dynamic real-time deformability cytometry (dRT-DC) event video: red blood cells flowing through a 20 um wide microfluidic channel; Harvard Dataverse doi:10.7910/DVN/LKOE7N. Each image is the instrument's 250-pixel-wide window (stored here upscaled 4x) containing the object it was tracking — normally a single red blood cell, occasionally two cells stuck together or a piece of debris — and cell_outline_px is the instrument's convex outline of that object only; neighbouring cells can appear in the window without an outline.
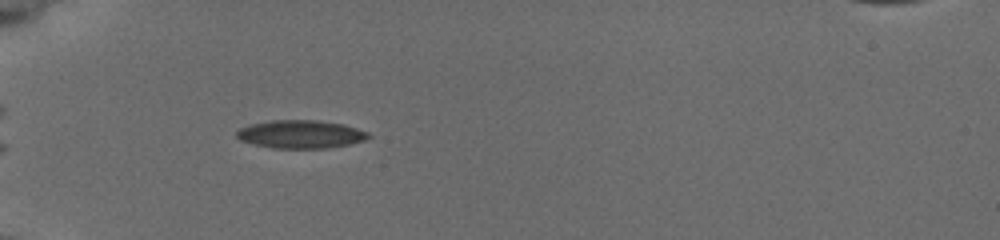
{"species": "common noctule bat (a hibernating species)", "species_latin": "Nyctalus noctula", "temperature_condition": "cold", "stored_images_in_passage": 36, "camera_frame_rate_fps": 3000, "um_per_image_px": 0.085, "animal": {"sex": "female", "body_mass_g": 19.5, "forearm_length_mm": 54.1}, "frame": {"image": 1, "passage_image": 1, "time_ms": 0.0, "image_size_px": [1000, 240], "cell_outline_px": [[372, 136], [364, 140], [348, 144], [328, 148], [272, 148], [240, 140], [236, 136], [236, 132], [240, 128], [252, 124], [272, 120], [316, 120], [344, 124], [368, 132]], "centroid_in_image_um": [25.57, 11.41], "position_along_channel_um": 59.4, "area_um2": 21.44}}
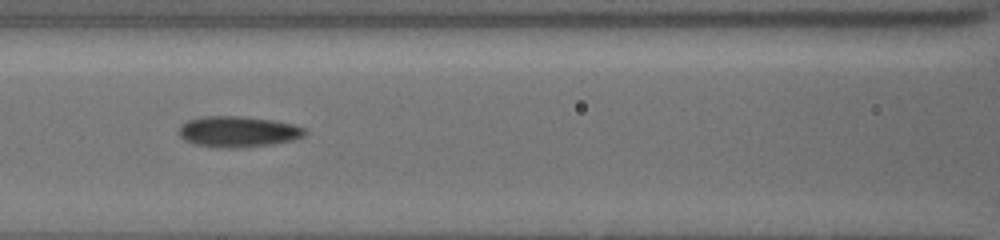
{"frame": {"image": 2, "passage_image": 9, "time_ms": 2.667, "image_size_px": [1000, 240], "cell_outline_px": [[308, 132], [304, 136], [292, 140], [272, 144], [244, 148], [216, 148], [196, 144], [184, 140], [180, 136], [180, 128], [188, 120], [208, 116], [240, 116], [272, 120], [292, 124], [304, 128]], "centroid_in_image_um": [20.26, 11.21], "position_along_channel_um": 146.3, "area_um2": 22.6}}
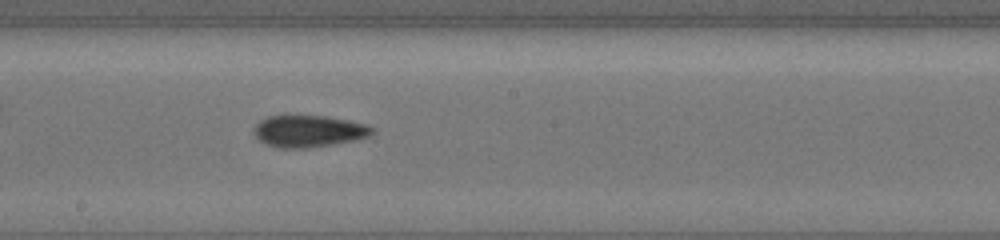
{"frame": {"image": 3, "passage_image": 15, "time_ms": 4.667, "image_size_px": [1000, 240], "cell_outline_px": [[372, 132], [368, 136], [352, 140], [308, 148], [276, 148], [264, 144], [252, 132], [252, 128], [260, 120], [268, 116], [324, 116], [348, 120], [364, 124], [372, 128]], "centroid_in_image_um": [26.14, 11.15], "position_along_channel_um": 222.1, "area_um2": 21.68}}